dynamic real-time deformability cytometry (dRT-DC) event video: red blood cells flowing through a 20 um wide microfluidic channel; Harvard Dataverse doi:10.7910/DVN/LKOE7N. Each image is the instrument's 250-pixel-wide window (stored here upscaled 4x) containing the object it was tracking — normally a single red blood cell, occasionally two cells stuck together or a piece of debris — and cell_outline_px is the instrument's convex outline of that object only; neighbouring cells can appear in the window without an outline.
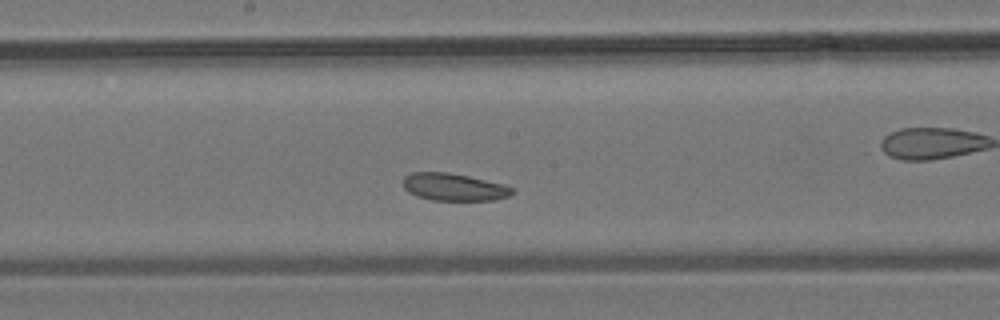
{"species": "common noctule bat (a hibernating species)", "species_latin": "Nyctalus noctula", "temperature_condition": "room temperature", "stored_images_in_passage": 40, "camera_frame_rate_fps": 3000, "um_per_image_px": 0.085, "animal": {"sex": "male", "body_mass_g": 19.2, "forearm_length_mm": 51.8}, "frame": {"image": 1, "passage_image": 18, "time_ms": 5.667, "image_size_px": [1000, 320], "cell_outline_px": [[516, 192], [508, 196], [496, 200], [432, 200], [416, 196], [408, 192], [404, 188], [404, 176], [412, 172], [448, 172], [468, 176], [504, 184], [512, 188]], "centroid_in_image_um": [38.58, 15.9], "position_along_channel_um": 209.6, "area_um2": 17.46}}
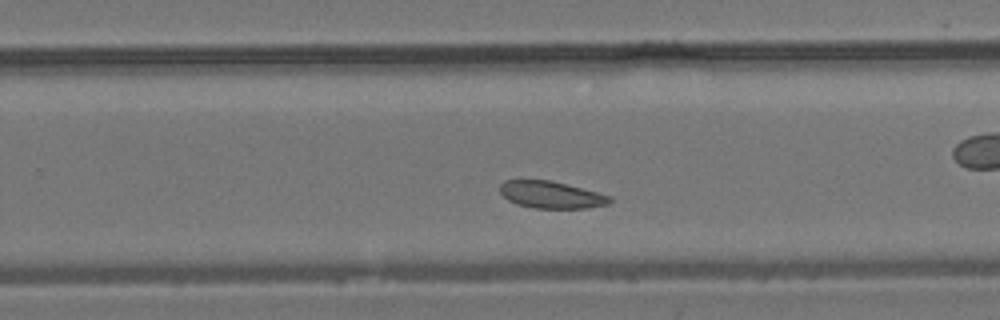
{"frame": {"image": 2, "passage_image": 23, "time_ms": 7.333, "image_size_px": [1000, 320], "cell_outline_px": [[612, 200], [608, 204], [588, 208], [532, 208], [516, 204], [508, 200], [500, 192], [500, 184], [504, 180], [552, 180], [612, 196]], "centroid_in_image_um": [46.85, 16.55], "position_along_channel_um": 283.0, "area_um2": 17.4}}